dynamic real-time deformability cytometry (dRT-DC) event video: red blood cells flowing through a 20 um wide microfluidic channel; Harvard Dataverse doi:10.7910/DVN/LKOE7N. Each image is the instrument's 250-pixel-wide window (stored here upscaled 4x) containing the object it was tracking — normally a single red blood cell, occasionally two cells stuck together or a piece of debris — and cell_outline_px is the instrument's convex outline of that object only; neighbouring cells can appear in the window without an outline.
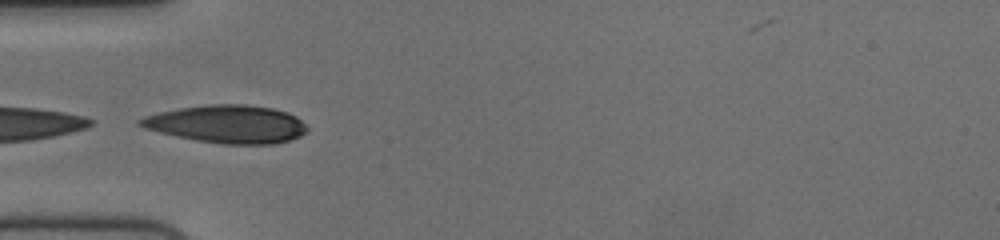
{"species": "human", "species_latin": "Homo sapiens", "temperature_condition": "cold", "stored_images_in_passage": 9, "camera_frame_rate_fps": 3000, "um_per_image_px": 0.085, "donor": {"sex": "female"}, "frame": {"image": 1, "passage_image": 1, "time_ms": 0.0, "image_size_px": [1000, 240], "cell_outline_px": [[308, 132], [300, 136], [276, 144], [224, 144], [196, 140], [176, 136], [144, 128], [136, 124], [136, 120], [144, 116], [160, 112], [180, 108], [212, 104], [248, 104], [272, 108], [288, 112], [296, 116], [308, 128]], "centroid_in_image_um": [19.31, 10.54], "position_along_channel_um": 65.7, "area_um2": 36.88}}